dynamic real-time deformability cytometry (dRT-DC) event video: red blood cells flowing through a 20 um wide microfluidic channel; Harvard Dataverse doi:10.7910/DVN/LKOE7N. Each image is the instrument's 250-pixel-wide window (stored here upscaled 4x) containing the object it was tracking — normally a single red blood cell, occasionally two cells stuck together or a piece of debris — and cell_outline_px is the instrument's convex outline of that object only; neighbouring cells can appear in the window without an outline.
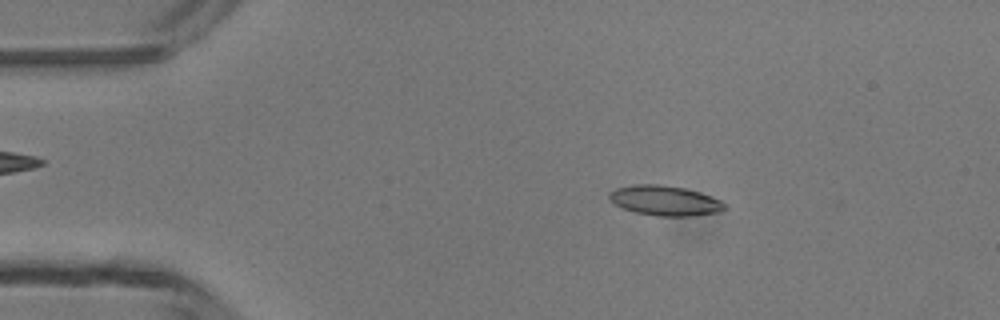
{"species": "common noctule bat (a hibernating species)", "species_latin": "Nyctalus noctula", "temperature_condition": "room temperature", "stored_images_in_passage": 4, "camera_frame_rate_fps": 3000, "um_per_image_px": 0.085, "animal": {"sex": "male", "body_mass_g": 13.3}, "frame": {"image": 1, "passage_image": 1, "time_ms": 0.0, "image_size_px": [1000, 320], "cell_outline_px": [[724, 208], [716, 212], [692, 216], [660, 216], [636, 212], [624, 208], [616, 204], [608, 196], [608, 192], [616, 188], [636, 184], [660, 184], [684, 188], [700, 192], [720, 200], [724, 204]], "centroid_in_image_um": [56.49, 17.04], "position_along_channel_um": 28.5, "area_um2": 19.83}}
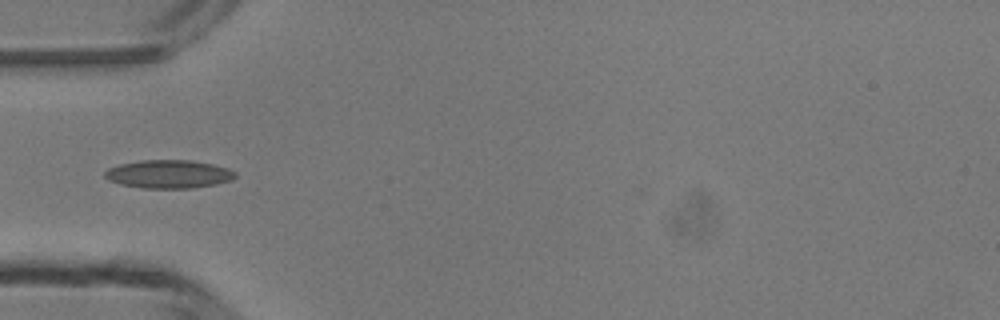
{"frame": {"image": 2, "passage_image": 3, "time_ms": 2.333, "image_size_px": [1000, 320], "cell_outline_px": [[236, 176], [232, 180], [216, 184], [192, 188], [144, 188], [120, 184], [108, 180], [104, 176], [104, 172], [108, 168], [120, 164], [140, 160], [192, 160], [212, 164], [228, 168], [236, 172]], "centroid_in_image_um": [14.34, 14.79], "position_along_channel_um": 70.7, "area_um2": 21.56}}
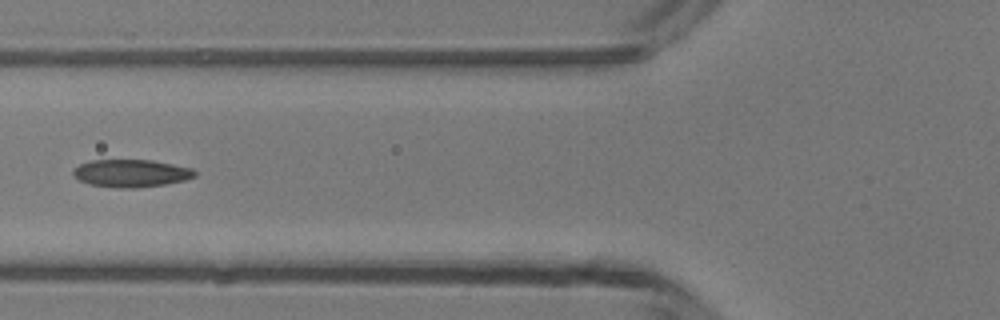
{"frame": {"image": 3, "passage_image": 4, "time_ms": 3.333, "image_size_px": [1000, 320], "cell_outline_px": [[196, 176], [184, 180], [164, 184], [136, 188], [120, 188], [88, 184], [72, 176], [72, 172], [80, 164], [88, 160], [152, 160], [192, 168], [196, 172]], "centroid_in_image_um": [11.12, 14.72], "position_along_channel_um": 114.7, "area_um2": 19.54}}